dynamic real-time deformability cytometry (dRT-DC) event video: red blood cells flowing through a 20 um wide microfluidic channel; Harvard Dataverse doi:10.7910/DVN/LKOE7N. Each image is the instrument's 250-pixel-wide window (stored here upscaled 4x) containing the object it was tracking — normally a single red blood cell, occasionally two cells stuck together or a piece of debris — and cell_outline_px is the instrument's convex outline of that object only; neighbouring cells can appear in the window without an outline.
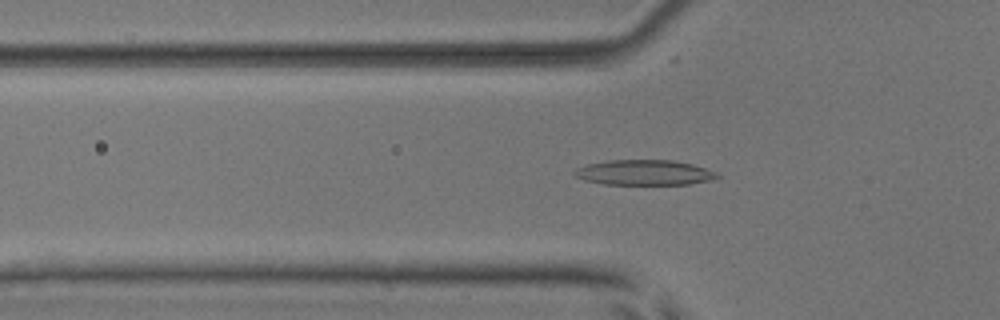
{"species": "common noctule bat (a hibernating species)", "species_latin": "Nyctalus noctula", "temperature_condition": "room temperature", "stored_images_in_passage": 55, "camera_frame_rate_fps": 3000, "um_per_image_px": 0.085, "animal": {"sex": "male", "body_mass_g": 17.9, "forearm_length_mm": 54.2}, "frame": {"image": 1, "passage_image": 19, "time_ms": 6.0, "image_size_px": [1000, 320], "cell_outline_px": [[720, 176], [708, 180], [688, 184], [604, 184], [584, 180], [576, 176], [572, 172], [576, 168], [588, 164], [608, 160], [672, 160], [692, 164], [716, 172]], "centroid_in_image_um": [54.72, 14.66], "position_along_channel_um": 71.1, "area_um2": 20.75}}
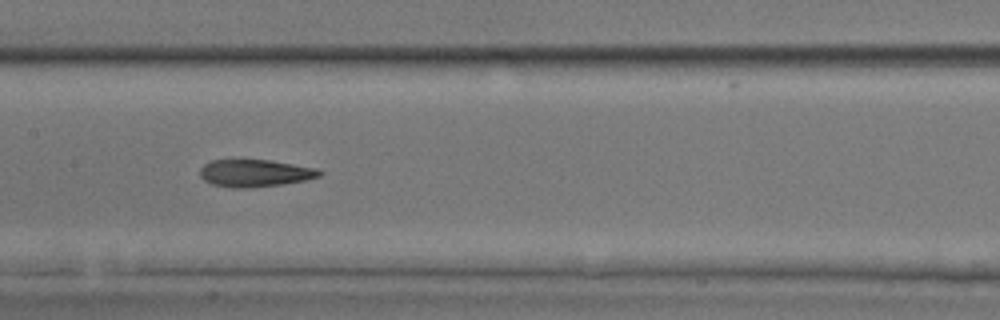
{"frame": {"image": 2, "passage_image": 28, "time_ms": 9.0, "image_size_px": [1000, 320], "cell_outline_px": [[324, 172], [320, 176], [304, 180], [280, 184], [248, 188], [232, 188], [212, 184], [204, 180], [200, 176], [200, 168], [204, 164], [212, 160], [236, 156], [272, 160], [316, 168]], "centroid_in_image_um": [21.6, 14.66], "position_along_channel_um": 185.8, "area_um2": 19.83}}
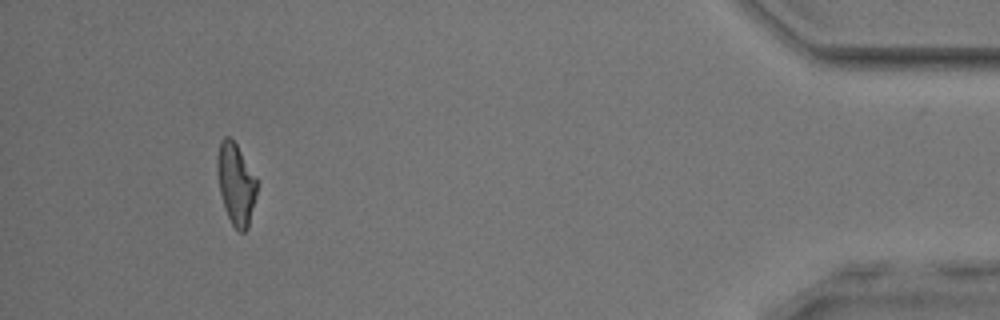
{"frame": {"image": 3, "passage_image": 51, "time_ms": 16.667, "image_size_px": [1000, 320], "cell_outline_px": [[256, 196], [248, 228], [244, 232], [240, 232], [232, 224], [224, 208], [220, 192], [216, 172], [216, 156], [220, 140], [224, 136], [228, 136], [236, 144], [256, 180]], "centroid_in_image_um": [20.01, 15.63], "position_along_channel_um": 415.2, "area_um2": 18.61}, "authors_computed_cell_mechanics": {"area_um2": 19.5942, "velocity_mm_per_s": 3.8279, "shape_relaxation_time_tau1_ms": 7.2437, "shape_relaxation_time_tau2_ms": 5.6621, "deformation_change_tau1": 0.2255, "deformation_change_tau2": 0.1771}}